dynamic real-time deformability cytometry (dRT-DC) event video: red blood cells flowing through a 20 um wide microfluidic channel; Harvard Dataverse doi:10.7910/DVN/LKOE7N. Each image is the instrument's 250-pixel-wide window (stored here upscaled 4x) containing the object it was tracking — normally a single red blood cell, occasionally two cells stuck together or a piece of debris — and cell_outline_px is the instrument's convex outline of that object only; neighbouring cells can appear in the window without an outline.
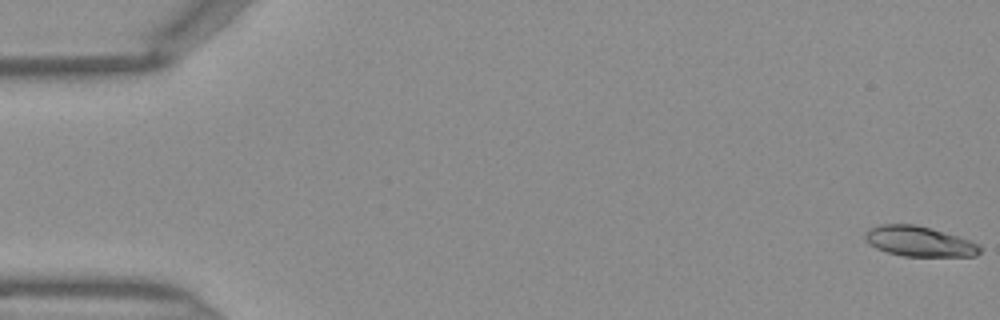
{"species": "Egyptian fruit bat (a non-hibernating species)", "species_latin": "Rousettus aegyptiacus", "temperature_condition": "warm", "stored_images_in_passage": 48, "camera_frame_rate_fps": 3000, "um_per_image_px": 0.085, "frame": {"image": 1, "passage_image": 1, "time_ms": 0.0, "image_size_px": [1000, 320], "cell_outline_px": [[980, 252], [976, 256], [904, 256], [888, 252], [876, 248], [868, 244], [864, 236], [864, 232], [880, 224], [916, 224], [956, 236], [980, 244]], "centroid_in_image_um": [78.11, 20.52], "position_along_channel_um": 6.9, "area_um2": 20.0}}
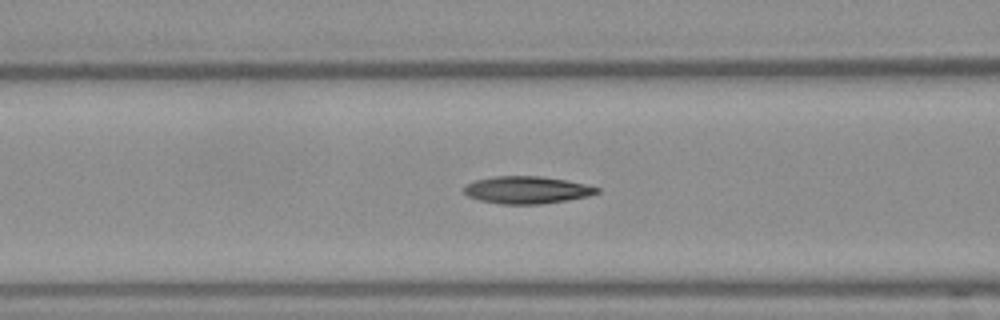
{"frame": {"image": 2, "passage_image": 19, "time_ms": 6.0, "image_size_px": [1000, 320], "cell_outline_px": [[600, 192], [588, 196], [540, 204], [500, 204], [480, 200], [468, 196], [460, 188], [464, 184], [476, 180], [492, 176], [540, 176], [564, 180], [584, 184], [600, 188]], "centroid_in_image_um": [44.71, 16.14], "position_along_channel_um": 121.9, "area_um2": 21.15}}
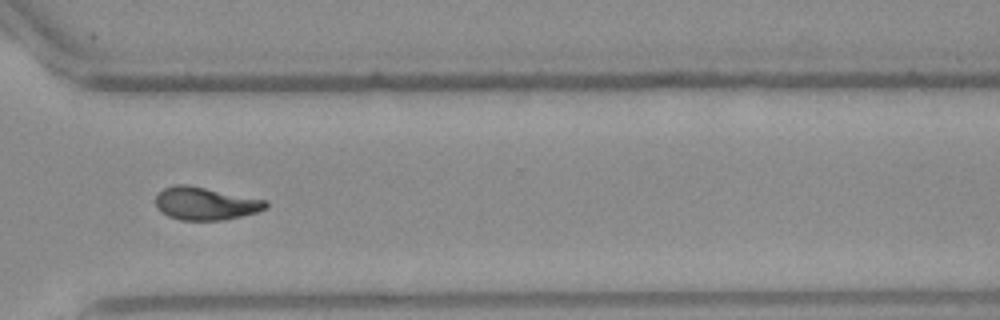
{"frame": {"image": 3, "passage_image": 35, "time_ms": 11.333, "image_size_px": [1000, 320], "cell_outline_px": [[268, 208], [256, 212], [224, 220], [180, 220], [168, 216], [160, 212], [156, 208], [156, 196], [164, 188], [176, 184], [184, 184], [268, 200]], "centroid_in_image_um": [17.46, 17.31], "position_along_channel_um": 353.1, "area_um2": 21.04}}